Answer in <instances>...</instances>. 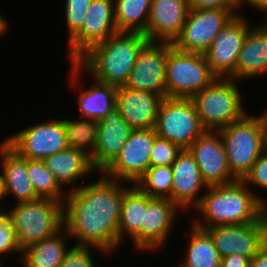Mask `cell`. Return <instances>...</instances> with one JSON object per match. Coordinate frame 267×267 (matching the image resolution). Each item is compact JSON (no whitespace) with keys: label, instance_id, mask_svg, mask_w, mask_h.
Returning <instances> with one entry per match:
<instances>
[{"label":"cell","instance_id":"cell-38","mask_svg":"<svg viewBox=\"0 0 267 267\" xmlns=\"http://www.w3.org/2000/svg\"><path fill=\"white\" fill-rule=\"evenodd\" d=\"M239 0H189V7L196 9H238Z\"/></svg>","mask_w":267,"mask_h":267},{"label":"cell","instance_id":"cell-5","mask_svg":"<svg viewBox=\"0 0 267 267\" xmlns=\"http://www.w3.org/2000/svg\"><path fill=\"white\" fill-rule=\"evenodd\" d=\"M238 84L235 79L217 78L191 97L206 130L217 131L247 113Z\"/></svg>","mask_w":267,"mask_h":267},{"label":"cell","instance_id":"cell-36","mask_svg":"<svg viewBox=\"0 0 267 267\" xmlns=\"http://www.w3.org/2000/svg\"><path fill=\"white\" fill-rule=\"evenodd\" d=\"M73 246V247H72ZM62 263L58 267H97V262L93 261L92 250H98L104 254L106 251L91 246H77L72 244Z\"/></svg>","mask_w":267,"mask_h":267},{"label":"cell","instance_id":"cell-25","mask_svg":"<svg viewBox=\"0 0 267 267\" xmlns=\"http://www.w3.org/2000/svg\"><path fill=\"white\" fill-rule=\"evenodd\" d=\"M43 161L60 186L63 189L66 186L67 193L78 189L81 186L80 180L83 185V180L85 177H89V174L93 172L96 174L90 157L83 151L70 147L46 157Z\"/></svg>","mask_w":267,"mask_h":267},{"label":"cell","instance_id":"cell-34","mask_svg":"<svg viewBox=\"0 0 267 267\" xmlns=\"http://www.w3.org/2000/svg\"><path fill=\"white\" fill-rule=\"evenodd\" d=\"M92 0H65L64 19L67 27V40H69L82 26L86 12Z\"/></svg>","mask_w":267,"mask_h":267},{"label":"cell","instance_id":"cell-4","mask_svg":"<svg viewBox=\"0 0 267 267\" xmlns=\"http://www.w3.org/2000/svg\"><path fill=\"white\" fill-rule=\"evenodd\" d=\"M217 131L222 138L232 175L237 180H243L267 150L266 110L255 116L247 112L240 120Z\"/></svg>","mask_w":267,"mask_h":267},{"label":"cell","instance_id":"cell-42","mask_svg":"<svg viewBox=\"0 0 267 267\" xmlns=\"http://www.w3.org/2000/svg\"><path fill=\"white\" fill-rule=\"evenodd\" d=\"M8 19H6L4 16H2V14L0 13V36H2L3 34L5 35V33H7L8 29H10L9 27V22L7 21Z\"/></svg>","mask_w":267,"mask_h":267},{"label":"cell","instance_id":"cell-17","mask_svg":"<svg viewBox=\"0 0 267 267\" xmlns=\"http://www.w3.org/2000/svg\"><path fill=\"white\" fill-rule=\"evenodd\" d=\"M181 211L184 212L168 198L147 195V208L141 226V252H161V248H165Z\"/></svg>","mask_w":267,"mask_h":267},{"label":"cell","instance_id":"cell-20","mask_svg":"<svg viewBox=\"0 0 267 267\" xmlns=\"http://www.w3.org/2000/svg\"><path fill=\"white\" fill-rule=\"evenodd\" d=\"M189 0H151L144 34L149 42L173 43L185 24Z\"/></svg>","mask_w":267,"mask_h":267},{"label":"cell","instance_id":"cell-32","mask_svg":"<svg viewBox=\"0 0 267 267\" xmlns=\"http://www.w3.org/2000/svg\"><path fill=\"white\" fill-rule=\"evenodd\" d=\"M173 171L171 166H149L136 186L150 197L171 201Z\"/></svg>","mask_w":267,"mask_h":267},{"label":"cell","instance_id":"cell-16","mask_svg":"<svg viewBox=\"0 0 267 267\" xmlns=\"http://www.w3.org/2000/svg\"><path fill=\"white\" fill-rule=\"evenodd\" d=\"M208 186L228 184L237 179L232 175L221 136L206 130L188 148Z\"/></svg>","mask_w":267,"mask_h":267},{"label":"cell","instance_id":"cell-37","mask_svg":"<svg viewBox=\"0 0 267 267\" xmlns=\"http://www.w3.org/2000/svg\"><path fill=\"white\" fill-rule=\"evenodd\" d=\"M243 181L249 189L256 187L266 192L267 190V150L253 164L250 172L244 177Z\"/></svg>","mask_w":267,"mask_h":267},{"label":"cell","instance_id":"cell-24","mask_svg":"<svg viewBox=\"0 0 267 267\" xmlns=\"http://www.w3.org/2000/svg\"><path fill=\"white\" fill-rule=\"evenodd\" d=\"M0 168L4 177L6 196H13L16 204L40 199L28 177L27 159L11 149L5 138L0 141Z\"/></svg>","mask_w":267,"mask_h":267},{"label":"cell","instance_id":"cell-30","mask_svg":"<svg viewBox=\"0 0 267 267\" xmlns=\"http://www.w3.org/2000/svg\"><path fill=\"white\" fill-rule=\"evenodd\" d=\"M27 173L40 198L54 199L64 203L67 191L60 186L43 160L27 159Z\"/></svg>","mask_w":267,"mask_h":267},{"label":"cell","instance_id":"cell-43","mask_svg":"<svg viewBox=\"0 0 267 267\" xmlns=\"http://www.w3.org/2000/svg\"><path fill=\"white\" fill-rule=\"evenodd\" d=\"M6 199V192H5V186H4V177L2 171H0V202L2 199Z\"/></svg>","mask_w":267,"mask_h":267},{"label":"cell","instance_id":"cell-6","mask_svg":"<svg viewBox=\"0 0 267 267\" xmlns=\"http://www.w3.org/2000/svg\"><path fill=\"white\" fill-rule=\"evenodd\" d=\"M8 213L21 250L55 235L64 227L63 203L54 199L17 203Z\"/></svg>","mask_w":267,"mask_h":267},{"label":"cell","instance_id":"cell-3","mask_svg":"<svg viewBox=\"0 0 267 267\" xmlns=\"http://www.w3.org/2000/svg\"><path fill=\"white\" fill-rule=\"evenodd\" d=\"M148 42L141 32L117 31L93 46L76 63L95 81L124 86L138 53Z\"/></svg>","mask_w":267,"mask_h":267},{"label":"cell","instance_id":"cell-8","mask_svg":"<svg viewBox=\"0 0 267 267\" xmlns=\"http://www.w3.org/2000/svg\"><path fill=\"white\" fill-rule=\"evenodd\" d=\"M154 129L156 135L168 139L181 149H188L206 131L191 98H164Z\"/></svg>","mask_w":267,"mask_h":267},{"label":"cell","instance_id":"cell-26","mask_svg":"<svg viewBox=\"0 0 267 267\" xmlns=\"http://www.w3.org/2000/svg\"><path fill=\"white\" fill-rule=\"evenodd\" d=\"M147 208V194L135 184L130 185L123 193V204L119 220V244L131 238L134 251L141 252V226ZM124 239V240H123Z\"/></svg>","mask_w":267,"mask_h":267},{"label":"cell","instance_id":"cell-21","mask_svg":"<svg viewBox=\"0 0 267 267\" xmlns=\"http://www.w3.org/2000/svg\"><path fill=\"white\" fill-rule=\"evenodd\" d=\"M173 171L171 201L183 211L192 210L201 200L203 181L198 164L188 149H182L171 165ZM204 188V189H203Z\"/></svg>","mask_w":267,"mask_h":267},{"label":"cell","instance_id":"cell-45","mask_svg":"<svg viewBox=\"0 0 267 267\" xmlns=\"http://www.w3.org/2000/svg\"><path fill=\"white\" fill-rule=\"evenodd\" d=\"M2 260H3L2 257H0V262L1 263H2ZM1 263H0V267H4L3 264L1 265Z\"/></svg>","mask_w":267,"mask_h":267},{"label":"cell","instance_id":"cell-19","mask_svg":"<svg viewBox=\"0 0 267 267\" xmlns=\"http://www.w3.org/2000/svg\"><path fill=\"white\" fill-rule=\"evenodd\" d=\"M70 65L68 82L70 88L79 89L76 105L79 106L80 117L97 122L103 120L116 107L117 87L93 80L90 88L85 89L82 85L84 81H81L85 71L77 63Z\"/></svg>","mask_w":267,"mask_h":267},{"label":"cell","instance_id":"cell-1","mask_svg":"<svg viewBox=\"0 0 267 267\" xmlns=\"http://www.w3.org/2000/svg\"><path fill=\"white\" fill-rule=\"evenodd\" d=\"M99 176L96 182L81 184L67 193L63 224L71 240L75 239L73 245L100 248L107 255L118 250L123 193L130 185L103 173Z\"/></svg>","mask_w":267,"mask_h":267},{"label":"cell","instance_id":"cell-12","mask_svg":"<svg viewBox=\"0 0 267 267\" xmlns=\"http://www.w3.org/2000/svg\"><path fill=\"white\" fill-rule=\"evenodd\" d=\"M155 137L154 128L133 130L119 156L103 174L113 180L136 184L150 166Z\"/></svg>","mask_w":267,"mask_h":267},{"label":"cell","instance_id":"cell-22","mask_svg":"<svg viewBox=\"0 0 267 267\" xmlns=\"http://www.w3.org/2000/svg\"><path fill=\"white\" fill-rule=\"evenodd\" d=\"M164 98L149 91L117 87L116 108L134 129L154 128L159 107Z\"/></svg>","mask_w":267,"mask_h":267},{"label":"cell","instance_id":"cell-33","mask_svg":"<svg viewBox=\"0 0 267 267\" xmlns=\"http://www.w3.org/2000/svg\"><path fill=\"white\" fill-rule=\"evenodd\" d=\"M17 253H19V256H15V258L20 261L22 250L19 246L17 235L12 228L8 210L0 208V257L4 259L8 255L7 259L10 260L11 257L9 256L11 254L14 256Z\"/></svg>","mask_w":267,"mask_h":267},{"label":"cell","instance_id":"cell-27","mask_svg":"<svg viewBox=\"0 0 267 267\" xmlns=\"http://www.w3.org/2000/svg\"><path fill=\"white\" fill-rule=\"evenodd\" d=\"M68 232L63 227L55 235L22 250V267H58L71 247L67 246ZM69 248V249H68Z\"/></svg>","mask_w":267,"mask_h":267},{"label":"cell","instance_id":"cell-2","mask_svg":"<svg viewBox=\"0 0 267 267\" xmlns=\"http://www.w3.org/2000/svg\"><path fill=\"white\" fill-rule=\"evenodd\" d=\"M256 193L243 180L208 186L200 202L192 209L197 214L199 212V216L191 222L201 229L257 222L267 213V198L261 192Z\"/></svg>","mask_w":267,"mask_h":267},{"label":"cell","instance_id":"cell-39","mask_svg":"<svg viewBox=\"0 0 267 267\" xmlns=\"http://www.w3.org/2000/svg\"><path fill=\"white\" fill-rule=\"evenodd\" d=\"M220 267H250V259L241 254L221 258Z\"/></svg>","mask_w":267,"mask_h":267},{"label":"cell","instance_id":"cell-15","mask_svg":"<svg viewBox=\"0 0 267 267\" xmlns=\"http://www.w3.org/2000/svg\"><path fill=\"white\" fill-rule=\"evenodd\" d=\"M168 52L169 43L148 42L138 53L124 86L167 98L165 80Z\"/></svg>","mask_w":267,"mask_h":267},{"label":"cell","instance_id":"cell-23","mask_svg":"<svg viewBox=\"0 0 267 267\" xmlns=\"http://www.w3.org/2000/svg\"><path fill=\"white\" fill-rule=\"evenodd\" d=\"M267 75V26L264 23L251 26L239 52L234 70L237 81Z\"/></svg>","mask_w":267,"mask_h":267},{"label":"cell","instance_id":"cell-44","mask_svg":"<svg viewBox=\"0 0 267 267\" xmlns=\"http://www.w3.org/2000/svg\"><path fill=\"white\" fill-rule=\"evenodd\" d=\"M266 18H264L265 20L263 21V23L267 26V15L265 16Z\"/></svg>","mask_w":267,"mask_h":267},{"label":"cell","instance_id":"cell-13","mask_svg":"<svg viewBox=\"0 0 267 267\" xmlns=\"http://www.w3.org/2000/svg\"><path fill=\"white\" fill-rule=\"evenodd\" d=\"M243 15H236L214 38L204 53L207 65L217 78L234 79L237 58L251 23Z\"/></svg>","mask_w":267,"mask_h":267},{"label":"cell","instance_id":"cell-18","mask_svg":"<svg viewBox=\"0 0 267 267\" xmlns=\"http://www.w3.org/2000/svg\"><path fill=\"white\" fill-rule=\"evenodd\" d=\"M133 130L116 107L98 121L96 145L90 157L96 173H103L114 162Z\"/></svg>","mask_w":267,"mask_h":267},{"label":"cell","instance_id":"cell-35","mask_svg":"<svg viewBox=\"0 0 267 267\" xmlns=\"http://www.w3.org/2000/svg\"><path fill=\"white\" fill-rule=\"evenodd\" d=\"M181 150L178 145L156 135L150 153V166H171Z\"/></svg>","mask_w":267,"mask_h":267},{"label":"cell","instance_id":"cell-29","mask_svg":"<svg viewBox=\"0 0 267 267\" xmlns=\"http://www.w3.org/2000/svg\"><path fill=\"white\" fill-rule=\"evenodd\" d=\"M151 9V0H114L117 31H146Z\"/></svg>","mask_w":267,"mask_h":267},{"label":"cell","instance_id":"cell-41","mask_svg":"<svg viewBox=\"0 0 267 267\" xmlns=\"http://www.w3.org/2000/svg\"><path fill=\"white\" fill-rule=\"evenodd\" d=\"M245 4H248L254 11L258 10V12L263 13L265 16L267 15V0H239L238 11L242 9Z\"/></svg>","mask_w":267,"mask_h":267},{"label":"cell","instance_id":"cell-11","mask_svg":"<svg viewBox=\"0 0 267 267\" xmlns=\"http://www.w3.org/2000/svg\"><path fill=\"white\" fill-rule=\"evenodd\" d=\"M116 32L114 0H92L81 28L67 41L68 62L76 63Z\"/></svg>","mask_w":267,"mask_h":267},{"label":"cell","instance_id":"cell-9","mask_svg":"<svg viewBox=\"0 0 267 267\" xmlns=\"http://www.w3.org/2000/svg\"><path fill=\"white\" fill-rule=\"evenodd\" d=\"M238 9L189 8L180 35L172 45L184 52L204 54L218 33L236 16Z\"/></svg>","mask_w":267,"mask_h":267},{"label":"cell","instance_id":"cell-31","mask_svg":"<svg viewBox=\"0 0 267 267\" xmlns=\"http://www.w3.org/2000/svg\"><path fill=\"white\" fill-rule=\"evenodd\" d=\"M64 118L67 143L70 148L83 151L91 157L93 155L98 134V122L93 119Z\"/></svg>","mask_w":267,"mask_h":267},{"label":"cell","instance_id":"cell-14","mask_svg":"<svg viewBox=\"0 0 267 267\" xmlns=\"http://www.w3.org/2000/svg\"><path fill=\"white\" fill-rule=\"evenodd\" d=\"M221 258L241 254L250 260L267 242V213L257 222L205 228Z\"/></svg>","mask_w":267,"mask_h":267},{"label":"cell","instance_id":"cell-28","mask_svg":"<svg viewBox=\"0 0 267 267\" xmlns=\"http://www.w3.org/2000/svg\"><path fill=\"white\" fill-rule=\"evenodd\" d=\"M188 246L178 267H220L221 257L210 234L191 223Z\"/></svg>","mask_w":267,"mask_h":267},{"label":"cell","instance_id":"cell-7","mask_svg":"<svg viewBox=\"0 0 267 267\" xmlns=\"http://www.w3.org/2000/svg\"><path fill=\"white\" fill-rule=\"evenodd\" d=\"M217 77L207 65L204 54L184 52L169 43L166 59L167 98H191Z\"/></svg>","mask_w":267,"mask_h":267},{"label":"cell","instance_id":"cell-40","mask_svg":"<svg viewBox=\"0 0 267 267\" xmlns=\"http://www.w3.org/2000/svg\"><path fill=\"white\" fill-rule=\"evenodd\" d=\"M250 267H267V242L252 257Z\"/></svg>","mask_w":267,"mask_h":267},{"label":"cell","instance_id":"cell-10","mask_svg":"<svg viewBox=\"0 0 267 267\" xmlns=\"http://www.w3.org/2000/svg\"><path fill=\"white\" fill-rule=\"evenodd\" d=\"M6 139L7 145L25 159L44 160L69 147L62 118H52L26 126Z\"/></svg>","mask_w":267,"mask_h":267}]
</instances>
